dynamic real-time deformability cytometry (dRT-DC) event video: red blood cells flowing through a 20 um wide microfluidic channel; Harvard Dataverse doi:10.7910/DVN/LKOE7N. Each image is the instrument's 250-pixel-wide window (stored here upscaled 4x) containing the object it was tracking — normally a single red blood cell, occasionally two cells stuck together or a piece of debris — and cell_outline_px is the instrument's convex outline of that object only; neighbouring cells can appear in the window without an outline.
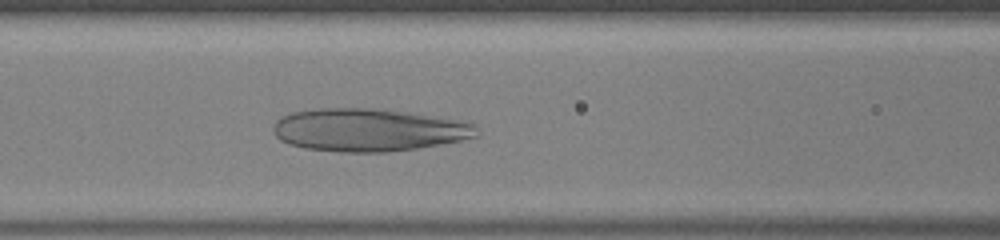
{"species": "human", "species_latin": "Homo sapiens", "temperature_condition": "warm", "stored_images_in_passage": 31, "camera_frame_rate_fps": 3000, "um_per_image_px": 0.085, "donor": {"sex": "male"}, "frame": {"image": 1, "passage_image": 10, "time_ms": 3.0, "image_size_px": [1000, 240], "cell_outline_px": [[480, 128], [476, 136], [460, 140], [440, 144], [416, 148], [388, 152], [340, 152], [304, 148], [288, 144], [280, 140], [276, 136], [272, 128], [276, 120], [280, 116], [292, 112], [316, 108], [376, 108], [408, 112], [460, 120], [476, 124]], "centroid_in_image_um": [31.3, 11.04], "position_along_channel_um": 135.3, "area_um2": 51.04}}
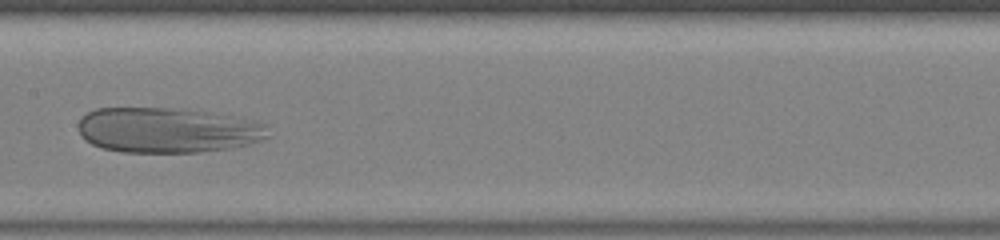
{"frame": {"image": 2, "passage_image": 14, "time_ms": 4.333, "image_size_px": [1000, 240], "cell_outline_px": [[268, 136], [260, 140], [248, 144], [232, 148], [200, 152], [120, 152], [104, 148], [92, 144], [84, 140], [80, 136], [76, 124], [88, 112], [96, 108], [172, 108], [200, 112], [244, 120], [264, 124]], "centroid_in_image_um": [14.1, 11.08], "position_along_channel_um": 193.3, "area_um2": 49.25}}
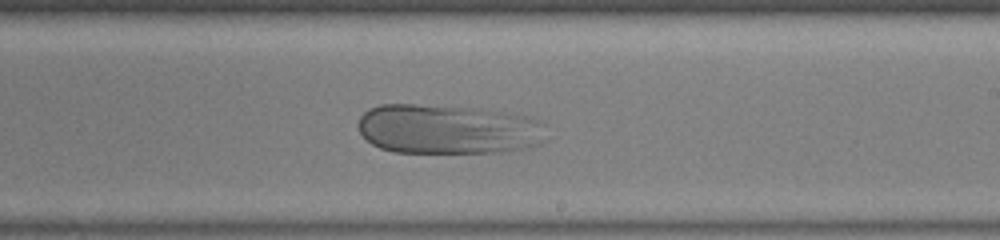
{"frame": {"image": 3, "passage_image": 18, "time_ms": 5.667, "image_size_px": [1000, 240], "cell_outline_px": [[544, 140], [540, 144], [532, 148], [504, 152], [392, 152], [380, 148], [372, 144], [360, 132], [356, 124], [360, 116], [368, 108], [380, 104], [416, 104], [480, 108], [504, 112], [524, 116], [536, 120], [544, 124]], "centroid_in_image_um": [38.06, 10.98], "position_along_channel_um": 250.9, "area_um2": 54.97}}